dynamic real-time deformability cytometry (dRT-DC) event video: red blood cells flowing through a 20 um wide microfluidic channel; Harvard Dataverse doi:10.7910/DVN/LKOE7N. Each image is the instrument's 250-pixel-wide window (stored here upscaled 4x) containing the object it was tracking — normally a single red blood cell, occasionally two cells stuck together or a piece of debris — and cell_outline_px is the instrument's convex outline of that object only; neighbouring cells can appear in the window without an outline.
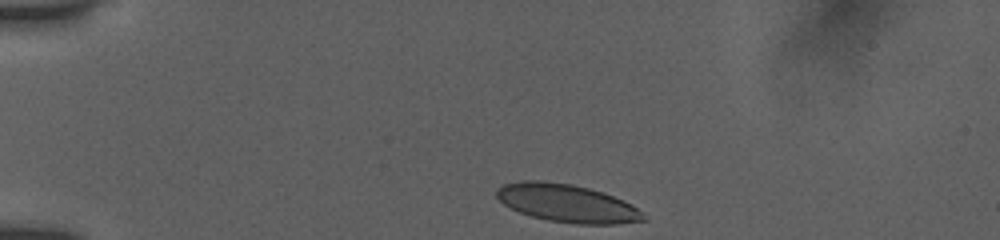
{"species": "human", "species_latin": "Homo sapiens", "temperature_condition": "room temperature", "stored_images_in_passage": 32, "camera_frame_rate_fps": 3000, "um_per_image_px": 0.085, "donor": {"sex": "female"}, "frame": {"image": 1, "passage_image": 1, "time_ms": 0.0, "image_size_px": [1000, 240], "cell_outline_px": [[648, 220], [616, 224], [576, 224], [548, 220], [532, 216], [520, 212], [504, 204], [496, 196], [496, 188], [504, 184], [520, 180], [544, 180], [572, 184], [604, 192], [644, 212]], "centroid_in_image_um": [48.18, 17.27], "position_along_channel_um": 36.8, "area_um2": 32.43}}
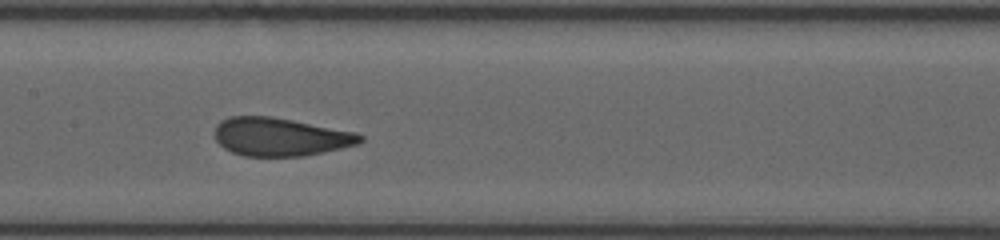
{"frame": {"image": 2, "passage_image": 18, "time_ms": 5.333, "image_size_px": [1000, 240], "cell_outline_px": [[364, 140], [360, 144], [324, 152], [304, 156], [244, 156], [232, 152], [224, 148], [216, 140], [216, 124], [220, 120], [232, 116], [272, 116], [356, 132], [364, 136]], "centroid_in_image_um": [23.85, 11.63], "position_along_channel_um": 183.5, "area_um2": 32.54}}
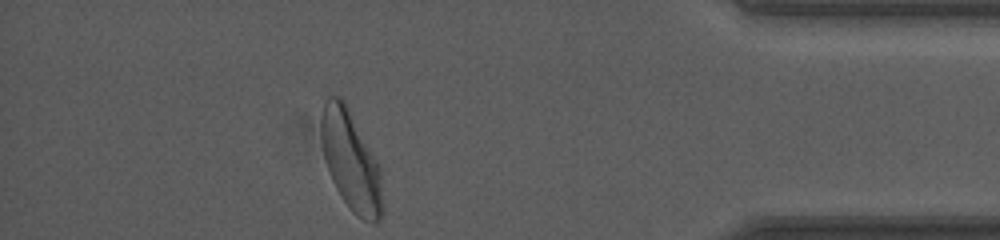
{"frame": {"image": 3, "passage_image": 32, "time_ms": 12.0, "image_size_px": [1000, 240], "cell_outline_px": [[384, 208], [380, 220], [376, 224], [372, 224], [356, 216], [352, 212], [336, 188], [332, 180], [324, 156], [320, 132], [320, 116], [324, 100], [328, 96], [340, 96], [344, 100], [376, 160], [380, 168], [384, 204]], "centroid_in_image_um": [29.83, 13.7], "position_along_channel_um": 405.4, "area_um2": 35.72}, "authors_computed_cell_mechanics": {"area_um2": 32.8304, "velocity_mm_per_s": 3.8619, "shape_relaxation_time_tau1_ms": 4.2645, "shape_relaxation_time_tau2_ms": 0.7642, "deformation_change_tau1": 0.1463, "deformation_change_tau2": 0.0773}}